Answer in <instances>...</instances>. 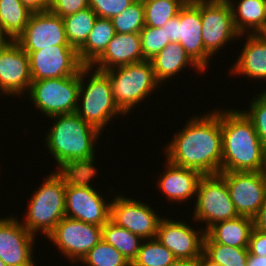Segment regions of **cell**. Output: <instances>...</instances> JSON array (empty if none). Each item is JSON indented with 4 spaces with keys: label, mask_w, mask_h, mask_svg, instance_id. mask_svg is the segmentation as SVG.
<instances>
[{
    "label": "cell",
    "mask_w": 266,
    "mask_h": 266,
    "mask_svg": "<svg viewBox=\"0 0 266 266\" xmlns=\"http://www.w3.org/2000/svg\"><path fill=\"white\" fill-rule=\"evenodd\" d=\"M256 97L251 100L250 107L247 111H242L252 121L257 132L261 144L266 151V92H259Z\"/></svg>",
    "instance_id": "cell-36"
},
{
    "label": "cell",
    "mask_w": 266,
    "mask_h": 266,
    "mask_svg": "<svg viewBox=\"0 0 266 266\" xmlns=\"http://www.w3.org/2000/svg\"><path fill=\"white\" fill-rule=\"evenodd\" d=\"M253 227L256 230L266 233V200L262 207L259 209L256 216L253 218Z\"/></svg>",
    "instance_id": "cell-41"
},
{
    "label": "cell",
    "mask_w": 266,
    "mask_h": 266,
    "mask_svg": "<svg viewBox=\"0 0 266 266\" xmlns=\"http://www.w3.org/2000/svg\"><path fill=\"white\" fill-rule=\"evenodd\" d=\"M31 83L29 56L16 41H12L0 54V91L2 95L24 96Z\"/></svg>",
    "instance_id": "cell-19"
},
{
    "label": "cell",
    "mask_w": 266,
    "mask_h": 266,
    "mask_svg": "<svg viewBox=\"0 0 266 266\" xmlns=\"http://www.w3.org/2000/svg\"><path fill=\"white\" fill-rule=\"evenodd\" d=\"M192 228L185 221H174L165 217L159 222L155 238L168 248L176 259L196 261L203 253L205 231H195V228Z\"/></svg>",
    "instance_id": "cell-17"
},
{
    "label": "cell",
    "mask_w": 266,
    "mask_h": 266,
    "mask_svg": "<svg viewBox=\"0 0 266 266\" xmlns=\"http://www.w3.org/2000/svg\"><path fill=\"white\" fill-rule=\"evenodd\" d=\"M196 266H221L220 264L211 260L204 252L196 260Z\"/></svg>",
    "instance_id": "cell-43"
},
{
    "label": "cell",
    "mask_w": 266,
    "mask_h": 266,
    "mask_svg": "<svg viewBox=\"0 0 266 266\" xmlns=\"http://www.w3.org/2000/svg\"><path fill=\"white\" fill-rule=\"evenodd\" d=\"M91 71V66H84L80 70V88L75 113L102 133L114 116L126 115L113 99L112 84L108 75L95 69L90 77ZM88 76V82L85 84L84 79Z\"/></svg>",
    "instance_id": "cell-4"
},
{
    "label": "cell",
    "mask_w": 266,
    "mask_h": 266,
    "mask_svg": "<svg viewBox=\"0 0 266 266\" xmlns=\"http://www.w3.org/2000/svg\"><path fill=\"white\" fill-rule=\"evenodd\" d=\"M20 1L32 13L48 11L50 7V0H20Z\"/></svg>",
    "instance_id": "cell-40"
},
{
    "label": "cell",
    "mask_w": 266,
    "mask_h": 266,
    "mask_svg": "<svg viewBox=\"0 0 266 266\" xmlns=\"http://www.w3.org/2000/svg\"><path fill=\"white\" fill-rule=\"evenodd\" d=\"M80 262L87 266H131L115 247L103 239L94 245Z\"/></svg>",
    "instance_id": "cell-33"
},
{
    "label": "cell",
    "mask_w": 266,
    "mask_h": 266,
    "mask_svg": "<svg viewBox=\"0 0 266 266\" xmlns=\"http://www.w3.org/2000/svg\"><path fill=\"white\" fill-rule=\"evenodd\" d=\"M31 14L20 0H0V32L16 41L24 32Z\"/></svg>",
    "instance_id": "cell-27"
},
{
    "label": "cell",
    "mask_w": 266,
    "mask_h": 266,
    "mask_svg": "<svg viewBox=\"0 0 266 266\" xmlns=\"http://www.w3.org/2000/svg\"><path fill=\"white\" fill-rule=\"evenodd\" d=\"M140 42L143 57L151 60L167 44L171 43L165 34V28L144 26L140 31Z\"/></svg>",
    "instance_id": "cell-35"
},
{
    "label": "cell",
    "mask_w": 266,
    "mask_h": 266,
    "mask_svg": "<svg viewBox=\"0 0 266 266\" xmlns=\"http://www.w3.org/2000/svg\"><path fill=\"white\" fill-rule=\"evenodd\" d=\"M193 219L206 222V231L217 222L233 219L238 215L229 196L225 180L219 175H203L198 182Z\"/></svg>",
    "instance_id": "cell-10"
},
{
    "label": "cell",
    "mask_w": 266,
    "mask_h": 266,
    "mask_svg": "<svg viewBox=\"0 0 266 266\" xmlns=\"http://www.w3.org/2000/svg\"><path fill=\"white\" fill-rule=\"evenodd\" d=\"M144 3L145 25L163 27L175 17L188 0H142Z\"/></svg>",
    "instance_id": "cell-30"
},
{
    "label": "cell",
    "mask_w": 266,
    "mask_h": 266,
    "mask_svg": "<svg viewBox=\"0 0 266 266\" xmlns=\"http://www.w3.org/2000/svg\"><path fill=\"white\" fill-rule=\"evenodd\" d=\"M29 56L32 81L79 74L85 66L78 50L70 45H57L39 51H25Z\"/></svg>",
    "instance_id": "cell-14"
},
{
    "label": "cell",
    "mask_w": 266,
    "mask_h": 266,
    "mask_svg": "<svg viewBox=\"0 0 266 266\" xmlns=\"http://www.w3.org/2000/svg\"><path fill=\"white\" fill-rule=\"evenodd\" d=\"M200 17L204 49L211 58L223 45L242 36L235 29L227 2L200 0Z\"/></svg>",
    "instance_id": "cell-13"
},
{
    "label": "cell",
    "mask_w": 266,
    "mask_h": 266,
    "mask_svg": "<svg viewBox=\"0 0 266 266\" xmlns=\"http://www.w3.org/2000/svg\"><path fill=\"white\" fill-rule=\"evenodd\" d=\"M171 43H179L190 58L205 72L210 56L202 40L200 0H188L178 14L162 27Z\"/></svg>",
    "instance_id": "cell-8"
},
{
    "label": "cell",
    "mask_w": 266,
    "mask_h": 266,
    "mask_svg": "<svg viewBox=\"0 0 266 266\" xmlns=\"http://www.w3.org/2000/svg\"><path fill=\"white\" fill-rule=\"evenodd\" d=\"M212 1H217V2H227V3L230 2V0H212Z\"/></svg>",
    "instance_id": "cell-47"
},
{
    "label": "cell",
    "mask_w": 266,
    "mask_h": 266,
    "mask_svg": "<svg viewBox=\"0 0 266 266\" xmlns=\"http://www.w3.org/2000/svg\"><path fill=\"white\" fill-rule=\"evenodd\" d=\"M104 72L111 81L113 99L125 115L140 101L143 102L160 84L155 78L150 60L115 67Z\"/></svg>",
    "instance_id": "cell-7"
},
{
    "label": "cell",
    "mask_w": 266,
    "mask_h": 266,
    "mask_svg": "<svg viewBox=\"0 0 266 266\" xmlns=\"http://www.w3.org/2000/svg\"><path fill=\"white\" fill-rule=\"evenodd\" d=\"M24 51H39L57 45H70L63 18L51 11L33 12L24 32L16 39Z\"/></svg>",
    "instance_id": "cell-16"
},
{
    "label": "cell",
    "mask_w": 266,
    "mask_h": 266,
    "mask_svg": "<svg viewBox=\"0 0 266 266\" xmlns=\"http://www.w3.org/2000/svg\"><path fill=\"white\" fill-rule=\"evenodd\" d=\"M175 260L174 254L156 238L146 239L131 266H168Z\"/></svg>",
    "instance_id": "cell-31"
},
{
    "label": "cell",
    "mask_w": 266,
    "mask_h": 266,
    "mask_svg": "<svg viewBox=\"0 0 266 266\" xmlns=\"http://www.w3.org/2000/svg\"><path fill=\"white\" fill-rule=\"evenodd\" d=\"M12 41L13 40L8 35L0 32V54L9 46Z\"/></svg>",
    "instance_id": "cell-44"
},
{
    "label": "cell",
    "mask_w": 266,
    "mask_h": 266,
    "mask_svg": "<svg viewBox=\"0 0 266 266\" xmlns=\"http://www.w3.org/2000/svg\"><path fill=\"white\" fill-rule=\"evenodd\" d=\"M242 53L230 73L266 81V39L260 34H247Z\"/></svg>",
    "instance_id": "cell-22"
},
{
    "label": "cell",
    "mask_w": 266,
    "mask_h": 266,
    "mask_svg": "<svg viewBox=\"0 0 266 266\" xmlns=\"http://www.w3.org/2000/svg\"><path fill=\"white\" fill-rule=\"evenodd\" d=\"M253 219L237 216L220 221L205 231L204 242H216L238 248H248Z\"/></svg>",
    "instance_id": "cell-23"
},
{
    "label": "cell",
    "mask_w": 266,
    "mask_h": 266,
    "mask_svg": "<svg viewBox=\"0 0 266 266\" xmlns=\"http://www.w3.org/2000/svg\"><path fill=\"white\" fill-rule=\"evenodd\" d=\"M135 0H89V7L99 18L111 19L128 8Z\"/></svg>",
    "instance_id": "cell-37"
},
{
    "label": "cell",
    "mask_w": 266,
    "mask_h": 266,
    "mask_svg": "<svg viewBox=\"0 0 266 266\" xmlns=\"http://www.w3.org/2000/svg\"><path fill=\"white\" fill-rule=\"evenodd\" d=\"M79 88L80 72L72 76L32 81L28 97L49 118L75 113Z\"/></svg>",
    "instance_id": "cell-9"
},
{
    "label": "cell",
    "mask_w": 266,
    "mask_h": 266,
    "mask_svg": "<svg viewBox=\"0 0 266 266\" xmlns=\"http://www.w3.org/2000/svg\"><path fill=\"white\" fill-rule=\"evenodd\" d=\"M246 266H266V256L249 254Z\"/></svg>",
    "instance_id": "cell-42"
},
{
    "label": "cell",
    "mask_w": 266,
    "mask_h": 266,
    "mask_svg": "<svg viewBox=\"0 0 266 266\" xmlns=\"http://www.w3.org/2000/svg\"><path fill=\"white\" fill-rule=\"evenodd\" d=\"M89 7V0H50L49 11L66 17Z\"/></svg>",
    "instance_id": "cell-38"
},
{
    "label": "cell",
    "mask_w": 266,
    "mask_h": 266,
    "mask_svg": "<svg viewBox=\"0 0 266 266\" xmlns=\"http://www.w3.org/2000/svg\"><path fill=\"white\" fill-rule=\"evenodd\" d=\"M248 251L250 255L266 256V233L254 227L250 233Z\"/></svg>",
    "instance_id": "cell-39"
},
{
    "label": "cell",
    "mask_w": 266,
    "mask_h": 266,
    "mask_svg": "<svg viewBox=\"0 0 266 266\" xmlns=\"http://www.w3.org/2000/svg\"><path fill=\"white\" fill-rule=\"evenodd\" d=\"M53 126L45 135L46 147L57 162V170L96 172L95 142L101 132L76 113L49 117Z\"/></svg>",
    "instance_id": "cell-2"
},
{
    "label": "cell",
    "mask_w": 266,
    "mask_h": 266,
    "mask_svg": "<svg viewBox=\"0 0 266 266\" xmlns=\"http://www.w3.org/2000/svg\"><path fill=\"white\" fill-rule=\"evenodd\" d=\"M165 165L166 169L157 182V188L159 187L170 202L183 203L192 199L203 175L197 170L174 165L167 159Z\"/></svg>",
    "instance_id": "cell-21"
},
{
    "label": "cell",
    "mask_w": 266,
    "mask_h": 266,
    "mask_svg": "<svg viewBox=\"0 0 266 266\" xmlns=\"http://www.w3.org/2000/svg\"><path fill=\"white\" fill-rule=\"evenodd\" d=\"M102 239L115 247L129 262L137 257L143 239L109 220L102 227Z\"/></svg>",
    "instance_id": "cell-28"
},
{
    "label": "cell",
    "mask_w": 266,
    "mask_h": 266,
    "mask_svg": "<svg viewBox=\"0 0 266 266\" xmlns=\"http://www.w3.org/2000/svg\"><path fill=\"white\" fill-rule=\"evenodd\" d=\"M97 17L90 7L63 17L66 37L70 46L78 50L85 43Z\"/></svg>",
    "instance_id": "cell-29"
},
{
    "label": "cell",
    "mask_w": 266,
    "mask_h": 266,
    "mask_svg": "<svg viewBox=\"0 0 266 266\" xmlns=\"http://www.w3.org/2000/svg\"><path fill=\"white\" fill-rule=\"evenodd\" d=\"M96 173L66 171L65 216L103 227L110 220L111 203L92 187Z\"/></svg>",
    "instance_id": "cell-6"
},
{
    "label": "cell",
    "mask_w": 266,
    "mask_h": 266,
    "mask_svg": "<svg viewBox=\"0 0 266 266\" xmlns=\"http://www.w3.org/2000/svg\"><path fill=\"white\" fill-rule=\"evenodd\" d=\"M116 33H140L145 26L144 3L135 0L122 13L111 18Z\"/></svg>",
    "instance_id": "cell-34"
},
{
    "label": "cell",
    "mask_w": 266,
    "mask_h": 266,
    "mask_svg": "<svg viewBox=\"0 0 266 266\" xmlns=\"http://www.w3.org/2000/svg\"><path fill=\"white\" fill-rule=\"evenodd\" d=\"M238 1L229 2L236 31L243 36L261 33L266 27L265 0Z\"/></svg>",
    "instance_id": "cell-25"
},
{
    "label": "cell",
    "mask_w": 266,
    "mask_h": 266,
    "mask_svg": "<svg viewBox=\"0 0 266 266\" xmlns=\"http://www.w3.org/2000/svg\"><path fill=\"white\" fill-rule=\"evenodd\" d=\"M231 109L220 111L221 172L266 171V151L252 121L242 110Z\"/></svg>",
    "instance_id": "cell-3"
},
{
    "label": "cell",
    "mask_w": 266,
    "mask_h": 266,
    "mask_svg": "<svg viewBox=\"0 0 266 266\" xmlns=\"http://www.w3.org/2000/svg\"><path fill=\"white\" fill-rule=\"evenodd\" d=\"M260 34L266 39V27Z\"/></svg>",
    "instance_id": "cell-46"
},
{
    "label": "cell",
    "mask_w": 266,
    "mask_h": 266,
    "mask_svg": "<svg viewBox=\"0 0 266 266\" xmlns=\"http://www.w3.org/2000/svg\"><path fill=\"white\" fill-rule=\"evenodd\" d=\"M146 60L141 50L139 33H116L104 52L90 65L99 71Z\"/></svg>",
    "instance_id": "cell-20"
},
{
    "label": "cell",
    "mask_w": 266,
    "mask_h": 266,
    "mask_svg": "<svg viewBox=\"0 0 266 266\" xmlns=\"http://www.w3.org/2000/svg\"><path fill=\"white\" fill-rule=\"evenodd\" d=\"M0 266H7V265L0 259Z\"/></svg>",
    "instance_id": "cell-48"
},
{
    "label": "cell",
    "mask_w": 266,
    "mask_h": 266,
    "mask_svg": "<svg viewBox=\"0 0 266 266\" xmlns=\"http://www.w3.org/2000/svg\"><path fill=\"white\" fill-rule=\"evenodd\" d=\"M115 34L111 19L97 17L87 40L78 49L80 61L90 66L104 52Z\"/></svg>",
    "instance_id": "cell-26"
},
{
    "label": "cell",
    "mask_w": 266,
    "mask_h": 266,
    "mask_svg": "<svg viewBox=\"0 0 266 266\" xmlns=\"http://www.w3.org/2000/svg\"><path fill=\"white\" fill-rule=\"evenodd\" d=\"M203 252L221 266H246L248 248H238L216 242H204Z\"/></svg>",
    "instance_id": "cell-32"
},
{
    "label": "cell",
    "mask_w": 266,
    "mask_h": 266,
    "mask_svg": "<svg viewBox=\"0 0 266 266\" xmlns=\"http://www.w3.org/2000/svg\"><path fill=\"white\" fill-rule=\"evenodd\" d=\"M168 266H196V261L176 259Z\"/></svg>",
    "instance_id": "cell-45"
},
{
    "label": "cell",
    "mask_w": 266,
    "mask_h": 266,
    "mask_svg": "<svg viewBox=\"0 0 266 266\" xmlns=\"http://www.w3.org/2000/svg\"><path fill=\"white\" fill-rule=\"evenodd\" d=\"M35 237L17 217L0 218V259L7 266H35Z\"/></svg>",
    "instance_id": "cell-18"
},
{
    "label": "cell",
    "mask_w": 266,
    "mask_h": 266,
    "mask_svg": "<svg viewBox=\"0 0 266 266\" xmlns=\"http://www.w3.org/2000/svg\"><path fill=\"white\" fill-rule=\"evenodd\" d=\"M110 203V220L116 225L140 236L143 240L156 237L162 216L159 217L148 203L119 194L113 196Z\"/></svg>",
    "instance_id": "cell-15"
},
{
    "label": "cell",
    "mask_w": 266,
    "mask_h": 266,
    "mask_svg": "<svg viewBox=\"0 0 266 266\" xmlns=\"http://www.w3.org/2000/svg\"><path fill=\"white\" fill-rule=\"evenodd\" d=\"M150 61L153 66L155 78L160 84L167 82L166 79L175 77L187 65H191L199 73H204L179 43L167 44Z\"/></svg>",
    "instance_id": "cell-24"
},
{
    "label": "cell",
    "mask_w": 266,
    "mask_h": 266,
    "mask_svg": "<svg viewBox=\"0 0 266 266\" xmlns=\"http://www.w3.org/2000/svg\"><path fill=\"white\" fill-rule=\"evenodd\" d=\"M217 111V112H216ZM192 117L164 150L174 165L199 171L202 175L221 172L222 133L220 109Z\"/></svg>",
    "instance_id": "cell-1"
},
{
    "label": "cell",
    "mask_w": 266,
    "mask_h": 266,
    "mask_svg": "<svg viewBox=\"0 0 266 266\" xmlns=\"http://www.w3.org/2000/svg\"><path fill=\"white\" fill-rule=\"evenodd\" d=\"M239 216L254 218L266 200V171L220 172Z\"/></svg>",
    "instance_id": "cell-11"
},
{
    "label": "cell",
    "mask_w": 266,
    "mask_h": 266,
    "mask_svg": "<svg viewBox=\"0 0 266 266\" xmlns=\"http://www.w3.org/2000/svg\"><path fill=\"white\" fill-rule=\"evenodd\" d=\"M47 238L75 264L102 239V227L65 216Z\"/></svg>",
    "instance_id": "cell-12"
},
{
    "label": "cell",
    "mask_w": 266,
    "mask_h": 266,
    "mask_svg": "<svg viewBox=\"0 0 266 266\" xmlns=\"http://www.w3.org/2000/svg\"><path fill=\"white\" fill-rule=\"evenodd\" d=\"M56 171L45 178L27 205V216L21 223L33 235L40 230L47 237L65 217L66 171Z\"/></svg>",
    "instance_id": "cell-5"
}]
</instances>
